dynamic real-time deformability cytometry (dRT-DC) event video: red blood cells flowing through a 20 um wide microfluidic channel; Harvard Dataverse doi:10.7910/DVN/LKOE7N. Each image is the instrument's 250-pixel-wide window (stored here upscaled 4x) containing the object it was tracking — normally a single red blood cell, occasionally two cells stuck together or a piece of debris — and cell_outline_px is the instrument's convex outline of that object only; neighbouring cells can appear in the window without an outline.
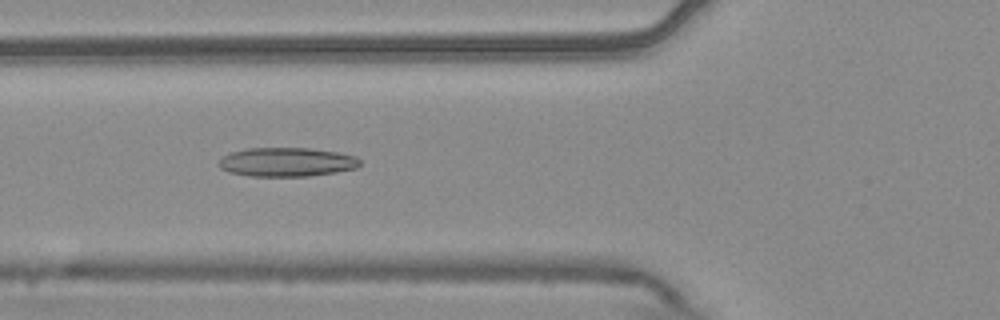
{"species": "common noctule bat (a hibernating species)", "species_latin": "Nyctalus noctula", "temperature_condition": "warm", "stored_images_in_passage": 42, "camera_frame_rate_fps": 3000, "um_per_image_px": 0.085, "animal": {"sex": "male", "body_mass_g": 20.4}, "frame": {"image": 1, "passage_image": 8, "time_ms": 2.333, "image_size_px": [1000, 320], "cell_outline_px": [[360, 164], [356, 168], [336, 172], [308, 176], [248, 176], [228, 172], [220, 168], [216, 164], [224, 156], [232, 152], [248, 148], [308, 148], [340, 152], [356, 156], [360, 160]], "centroid_in_image_um": [24.37, 13.77], "position_along_channel_um": 101.4, "area_um2": 23.93}}
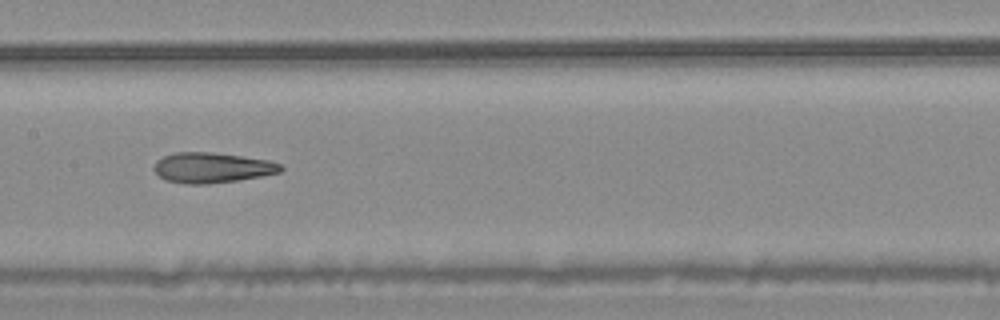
{"frame": {"image": 2, "passage_image": 15, "time_ms": 4.667, "image_size_px": [1000, 320], "cell_outline_px": [[284, 168], [280, 172], [260, 176], [236, 180], [208, 184], [184, 184], [164, 180], [152, 168], [156, 160], [164, 156], [176, 152], [212, 152], [268, 160], [280, 164]], "centroid_in_image_um": [17.97, 14.25], "position_along_channel_um": 189.4, "area_um2": 22.31}}
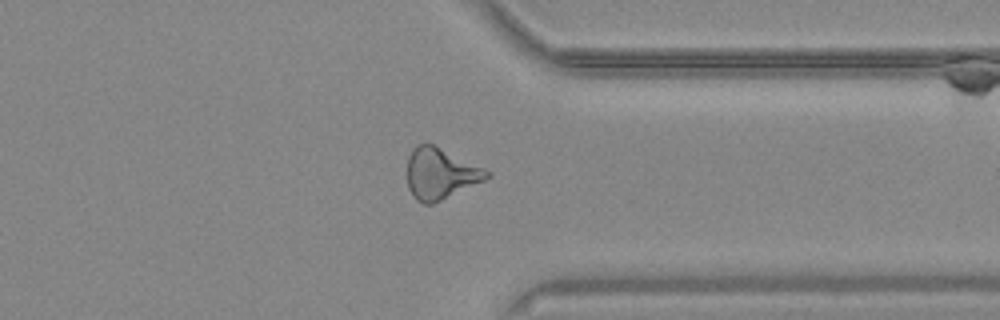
{"frame": {"image": 3, "passage_image": 30, "time_ms": 9.667, "image_size_px": [1000, 320], "cell_outline_px": [[492, 176], [484, 180], [432, 204], [424, 204], [416, 200], [412, 196], [408, 188], [408, 156], [412, 148], [416, 144], [432, 144], [484, 168], [492, 172]], "centroid_in_image_um": [37.42, 14.76], "position_along_channel_um": 374.0, "area_um2": 23.47}, "authors_computed_cell_mechanics": {"area_um2": 22.8021, "velocity_mm_per_s": 3.7488, "shape_relaxation_time_tau1_ms": null, "shape_relaxation_time_tau2_ms": 3.2838, "deformation_change_tau1": null, "deformation_change_tau2": 0.1421}}